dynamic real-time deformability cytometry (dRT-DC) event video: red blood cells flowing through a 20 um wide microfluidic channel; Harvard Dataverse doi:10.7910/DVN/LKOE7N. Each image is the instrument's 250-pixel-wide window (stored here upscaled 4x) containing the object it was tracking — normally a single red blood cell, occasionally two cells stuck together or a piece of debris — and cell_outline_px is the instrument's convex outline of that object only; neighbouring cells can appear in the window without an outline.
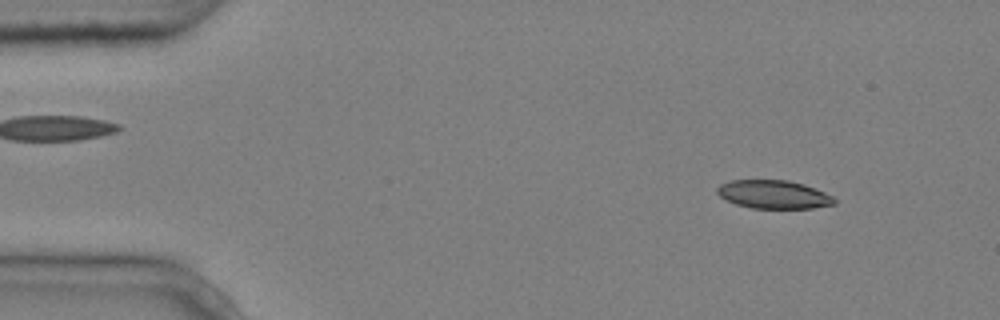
{"species": "common noctule bat (a hibernating species)", "species_latin": "Nyctalus noctula", "temperature_condition": "cold", "stored_images_in_passage": 6, "camera_frame_rate_fps": 3000, "um_per_image_px": 0.085, "animal": {"sex": "male", "body_mass_g": 20.4}, "frame": {"image": 1, "passage_image": 1, "time_ms": 0.0, "image_size_px": [1000, 320], "cell_outline_px": [[836, 204], [812, 208], [752, 208], [736, 204], [720, 196], [716, 192], [716, 188], [720, 184], [728, 180], [788, 180], [804, 184], [824, 192], [832, 196], [836, 200]], "centroid_in_image_um": [65.75, 16.52], "position_along_channel_um": 19.3, "area_um2": 19.36}}
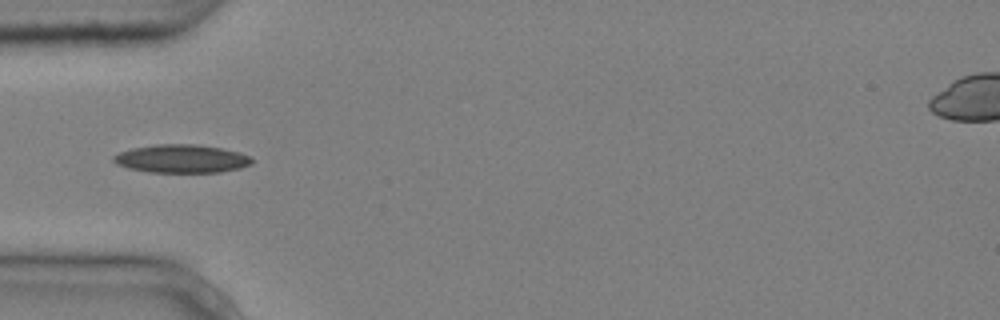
{"frame": {"image": 2, "passage_image": 4, "time_ms": 1.0, "image_size_px": [1000, 320], "cell_outline_px": [[252, 164], [240, 168], [220, 172], [148, 172], [128, 168], [116, 164], [112, 160], [112, 156], [120, 152], [132, 148], [156, 144], [192, 144], [220, 148], [240, 152], [252, 156]], "centroid_in_image_um": [15.43, 13.49], "position_along_channel_um": 69.6, "area_um2": 22.83}}